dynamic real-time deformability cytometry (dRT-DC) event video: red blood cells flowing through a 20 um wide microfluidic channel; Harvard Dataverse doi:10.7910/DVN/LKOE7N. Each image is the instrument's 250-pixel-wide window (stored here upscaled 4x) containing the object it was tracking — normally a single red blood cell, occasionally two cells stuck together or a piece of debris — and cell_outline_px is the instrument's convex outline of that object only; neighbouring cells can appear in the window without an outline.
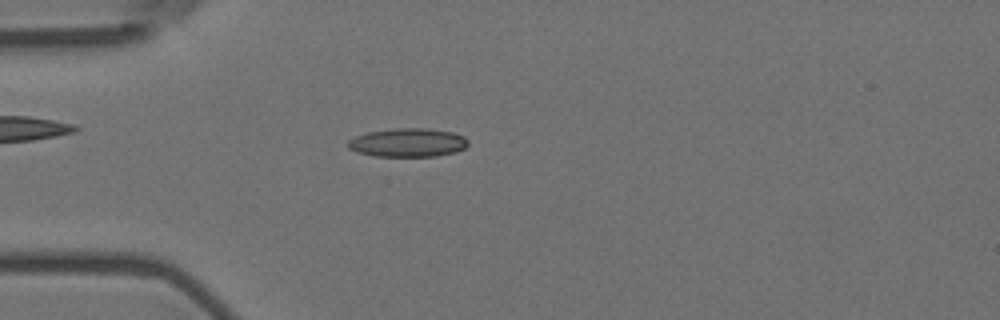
{"species": "Egyptian fruit bat (a non-hibernating species)", "species_latin": "Rousettus aegyptiacus", "temperature_condition": "room temperature", "stored_images_in_passage": 57, "camera_frame_rate_fps": 3000, "um_per_image_px": 0.085, "animal": {"sex": "female"}, "frame": {"image": 1, "passage_image": 16, "time_ms": 5.0, "image_size_px": [1000, 320], "cell_outline_px": [[468, 144], [464, 148], [456, 152], [436, 156], [376, 156], [356, 152], [348, 148], [348, 140], [356, 136], [368, 132], [396, 128], [428, 128], [452, 132], [464, 136], [468, 140]], "centroid_in_image_um": [34.68, 12.12], "position_along_channel_um": 50.3, "area_um2": 20.06}}
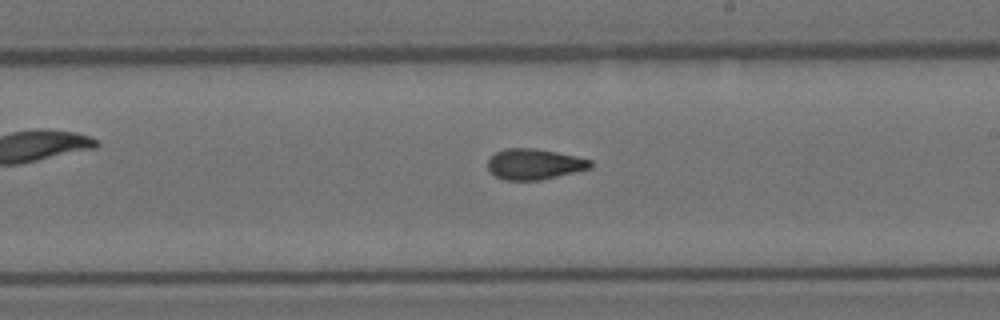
{"frame": {"image": 2, "passage_image": 33, "time_ms": 10.667, "image_size_px": [1000, 320], "cell_outline_px": [[592, 168], [540, 180], [504, 180], [496, 176], [488, 168], [488, 160], [496, 152], [504, 148], [536, 148], [576, 156], [592, 160]], "centroid_in_image_um": [45.43, 13.94], "position_along_channel_um": 243.6, "area_um2": 18.32}}
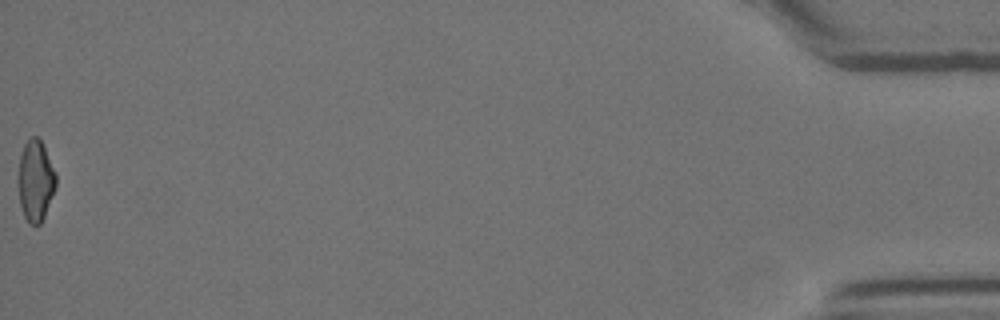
{"frame": {"image": 3, "passage_image": 57, "time_ms": 18.667, "image_size_px": [1000, 320], "cell_outline_px": [[56, 188], [44, 216], [40, 224], [28, 224], [24, 216], [20, 204], [16, 180], [20, 156], [24, 144], [32, 136], [36, 136], [40, 140], [56, 172]], "centroid_in_image_um": [2.99, 15.38], "position_along_channel_um": 432.2, "area_um2": 18.03}, "authors_computed_cell_mechanics": {"area_um2": 18.5538, "velocity_mm_per_s": 3.6079, "shape_relaxation_time_tau1_ms": null, "shape_relaxation_time_tau2_ms": 2.186, "deformation_change_tau1": null, "deformation_change_tau2": 0.0938}}